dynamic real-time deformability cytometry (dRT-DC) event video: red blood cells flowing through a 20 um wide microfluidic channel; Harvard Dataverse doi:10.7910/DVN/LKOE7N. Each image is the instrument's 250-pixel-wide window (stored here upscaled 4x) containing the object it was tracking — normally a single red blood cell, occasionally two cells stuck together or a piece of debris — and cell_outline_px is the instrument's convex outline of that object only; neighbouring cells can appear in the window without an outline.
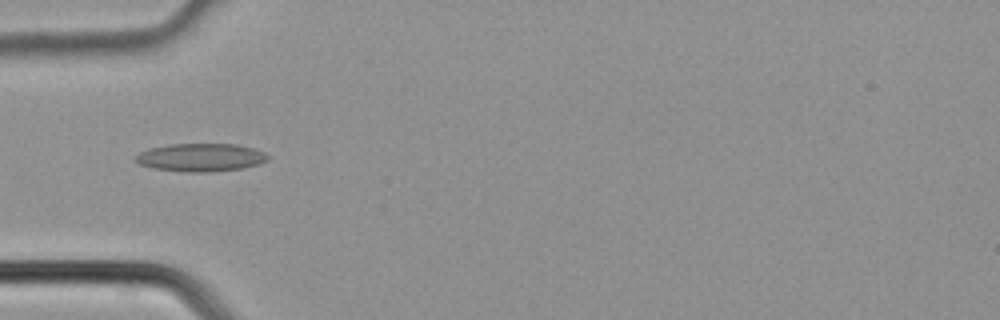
{"species": "common noctule bat (a hibernating species)", "species_latin": "Nyctalus noctula", "temperature_condition": "cold", "stored_images_in_passage": 4, "camera_frame_rate_fps": 3000, "um_per_image_px": 0.085, "animal": {"sex": "male", "body_mass_g": 21.5, "forearm_length_mm": 52.0}, "frame": {"image": 1, "passage_image": 4, "time_ms": 1.0, "image_size_px": [1000, 320], "cell_outline_px": [[268, 160], [260, 164], [244, 168], [208, 172], [188, 172], [152, 168], [140, 164], [132, 160], [140, 152], [148, 148], [172, 144], [236, 144], [252, 148], [264, 152], [268, 156]], "centroid_in_image_um": [17.05, 13.38], "position_along_channel_um": 67.9, "area_um2": 21.68}}